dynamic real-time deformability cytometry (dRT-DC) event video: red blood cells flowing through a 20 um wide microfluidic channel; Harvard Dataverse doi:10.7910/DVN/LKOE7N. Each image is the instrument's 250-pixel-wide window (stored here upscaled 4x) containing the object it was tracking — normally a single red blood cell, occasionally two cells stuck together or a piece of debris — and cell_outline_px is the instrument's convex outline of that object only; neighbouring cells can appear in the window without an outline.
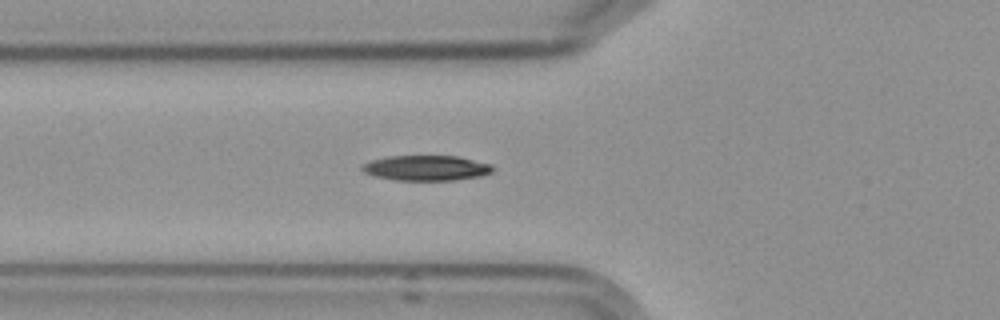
{"species": "Egyptian fruit bat (a non-hibernating species)", "species_latin": "Rousettus aegyptiacus", "temperature_condition": "cold", "stored_images_in_passage": 2, "camera_frame_rate_fps": 3000, "um_per_image_px": 0.085, "frame": {"image": 1, "passage_image": 2, "time_ms": 1.0, "image_size_px": [1000, 320], "cell_outline_px": [[492, 172], [480, 176], [456, 180], [396, 180], [376, 176], [364, 172], [360, 168], [364, 164], [372, 160], [388, 156], [456, 156], [492, 164]], "centroid_in_image_um": [36.24, 14.28], "position_along_channel_um": 89.6, "area_um2": 19.02}}